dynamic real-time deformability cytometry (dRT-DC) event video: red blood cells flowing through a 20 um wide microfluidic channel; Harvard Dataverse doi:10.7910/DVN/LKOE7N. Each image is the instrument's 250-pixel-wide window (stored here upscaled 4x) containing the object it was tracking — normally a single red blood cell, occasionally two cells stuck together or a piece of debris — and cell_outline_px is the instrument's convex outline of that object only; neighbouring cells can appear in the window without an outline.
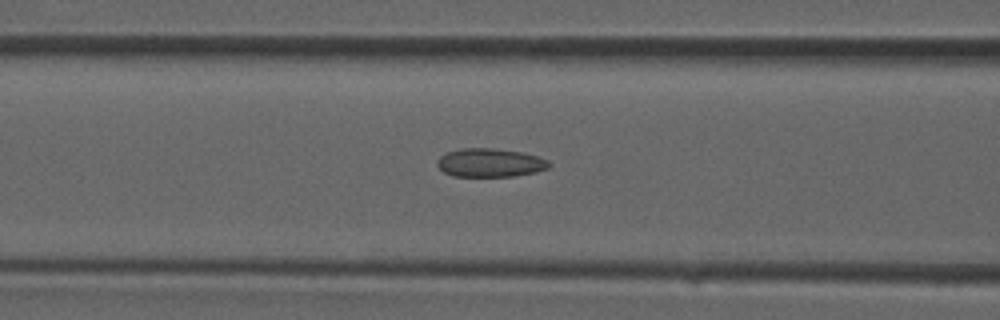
{"species": "common noctule bat (a hibernating species)", "species_latin": "Nyctalus noctula", "temperature_condition": "room temperature", "stored_images_in_passage": 32, "camera_frame_rate_fps": 3000, "um_per_image_px": 0.085, "animal": {"sex": "male", "forearm_length_mm": 52.5}, "frame": {"image": 1, "passage_image": 11, "time_ms": 3.333, "image_size_px": [1000, 320], "cell_outline_px": [[548, 168], [536, 172], [512, 176], [452, 176], [444, 172], [436, 164], [436, 160], [440, 156], [448, 152], [460, 148], [492, 148], [524, 152], [548, 160]], "centroid_in_image_um": [41.62, 13.82], "position_along_channel_um": 125.0, "area_um2": 18.55}}
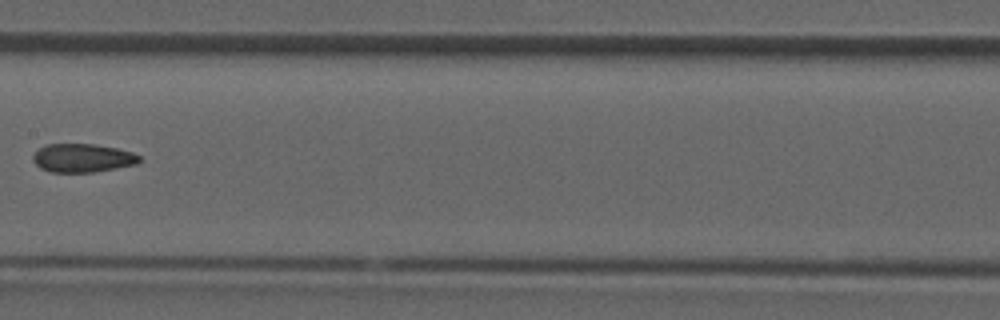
{"frame": {"image": 2, "passage_image": 15, "time_ms": 4.667, "image_size_px": [1000, 320], "cell_outline_px": [[140, 160], [136, 164], [92, 172], [52, 172], [40, 168], [32, 160], [32, 156], [40, 148], [48, 144], [96, 144], [116, 148], [132, 152], [140, 156]], "centroid_in_image_um": [7.0, 13.42], "position_along_channel_um": 200.4, "area_um2": 17.51}}
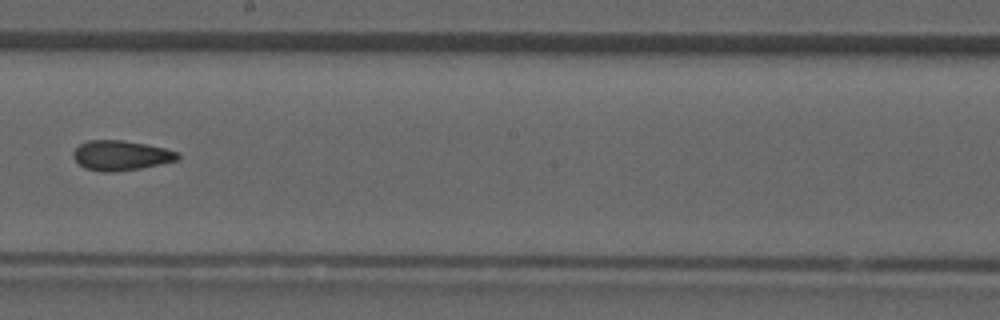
{"frame": {"image": 3, "passage_image": 17, "time_ms": 5.333, "image_size_px": [1000, 320], "cell_outline_px": [[180, 156], [176, 160], [160, 164], [140, 168], [112, 172], [100, 172], [84, 168], [72, 156], [72, 152], [80, 144], [88, 140], [124, 140], [164, 148], [180, 152]], "centroid_in_image_um": [10.26, 13.21], "position_along_channel_um": 237.9, "area_um2": 18.15}}